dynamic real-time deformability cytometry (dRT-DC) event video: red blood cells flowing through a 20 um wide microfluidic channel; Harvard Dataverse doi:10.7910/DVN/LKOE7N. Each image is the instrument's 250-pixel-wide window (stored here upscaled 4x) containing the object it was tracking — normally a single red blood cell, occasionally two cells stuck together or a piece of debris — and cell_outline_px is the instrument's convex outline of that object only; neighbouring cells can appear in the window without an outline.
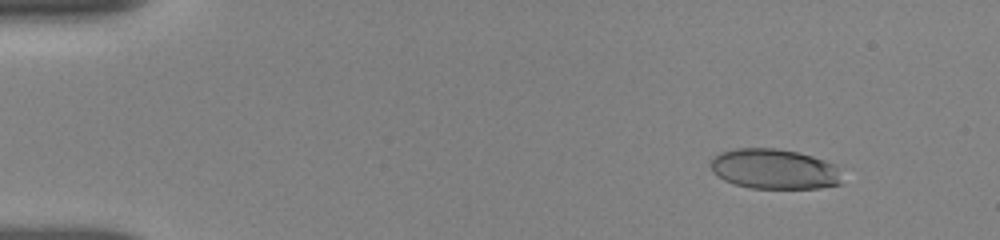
{"species": "human", "species_latin": "Homo sapiens", "temperature_condition": "room temperature", "stored_images_in_passage": 48, "camera_frame_rate_fps": 3000, "um_per_image_px": 0.085, "donor": {"sex": "female"}, "frame": {"image": 1, "passage_image": 4, "time_ms": 1.667, "image_size_px": [1000, 240], "cell_outline_px": [[840, 184], [820, 188], [752, 188], [736, 184], [724, 180], [716, 176], [712, 172], [712, 160], [720, 152], [736, 148], [776, 148], [796, 152], [812, 156], [824, 160], [832, 164], [836, 168]], "centroid_in_image_um": [65.76, 14.36], "position_along_channel_um": 19.2, "area_um2": 30.29}}
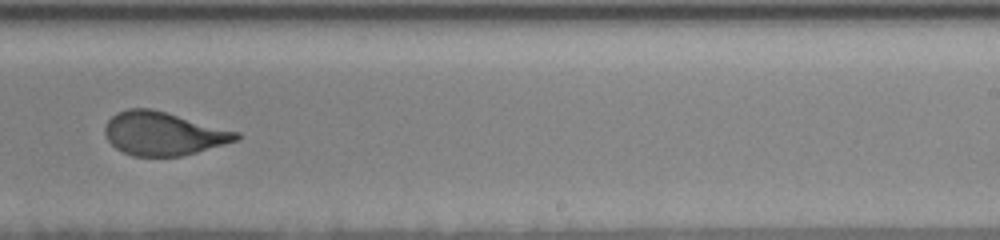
{"frame": {"image": 2, "passage_image": 24, "time_ms": 11.0, "image_size_px": [1000, 240], "cell_outline_px": [[240, 140], [196, 152], [180, 156], [132, 156], [116, 148], [108, 140], [104, 132], [104, 128], [108, 120], [116, 112], [128, 108], [152, 108], [240, 132]], "centroid_in_image_um": [13.88, 11.34], "position_along_channel_um": 275.1, "area_um2": 33.29}}
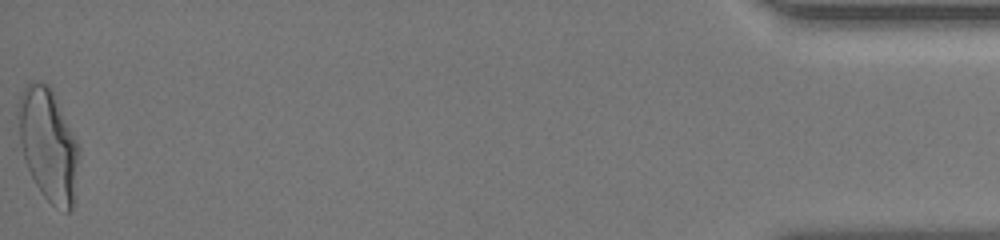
{"frame": {"image": 3, "passage_image": 47, "time_ms": 17.333, "image_size_px": [1000, 240], "cell_outline_px": [[80, 152], [72, 208], [68, 212], [64, 212], [52, 204], [40, 192], [24, 160], [20, 144], [16, 116], [16, 104], [28, 80], [32, 80], [48, 84], [52, 88], [80, 148]], "centroid_in_image_um": [4.07, 12.24], "position_along_channel_um": 431.1, "area_um2": 40.17}, "authors_computed_cell_mechanics": {"area_um2": 33.7263, "velocity_mm_per_s": 3.8627, "shape_relaxation_time_tau1_ms": 5.0614, "shape_relaxation_time_tau2_ms": null, "deformation_change_tau1": 0.1927, "deformation_change_tau2": null}}